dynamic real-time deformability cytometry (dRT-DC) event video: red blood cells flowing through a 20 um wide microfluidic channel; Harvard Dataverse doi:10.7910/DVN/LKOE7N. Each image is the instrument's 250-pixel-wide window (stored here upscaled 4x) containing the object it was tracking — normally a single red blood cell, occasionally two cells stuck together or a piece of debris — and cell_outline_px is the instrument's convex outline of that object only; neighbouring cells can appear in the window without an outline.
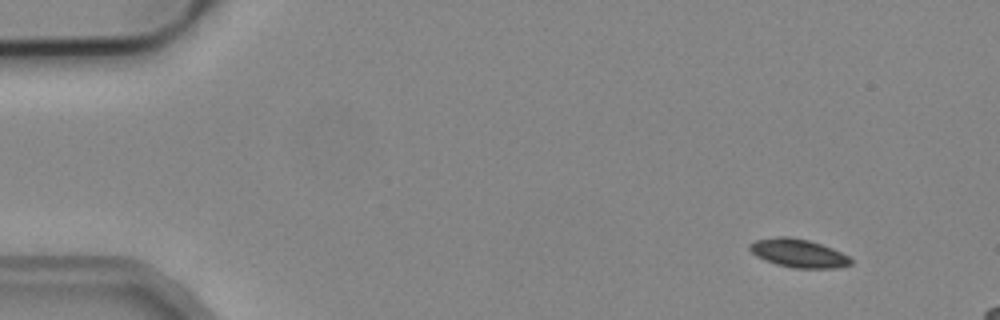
{"species": "common noctule bat (a hibernating species)", "species_latin": "Nyctalus noctula", "temperature_condition": "cold", "stored_images_in_passage": 4, "camera_frame_rate_fps": 3000, "um_per_image_px": 0.085, "animal": {"sex": "male", "body_mass_g": 19.2, "forearm_length_mm": 51.8}, "frame": {"image": 1, "passage_image": 1, "time_ms": 0.0, "image_size_px": [1000, 320], "cell_outline_px": [[852, 264], [840, 268], [792, 268], [776, 264], [764, 260], [756, 256], [748, 248], [748, 244], [756, 240], [776, 236], [788, 236], [808, 240], [832, 248], [848, 256], [852, 260]], "centroid_in_image_um": [67.85, 21.52], "position_along_channel_um": 17.2, "area_um2": 16.82}}